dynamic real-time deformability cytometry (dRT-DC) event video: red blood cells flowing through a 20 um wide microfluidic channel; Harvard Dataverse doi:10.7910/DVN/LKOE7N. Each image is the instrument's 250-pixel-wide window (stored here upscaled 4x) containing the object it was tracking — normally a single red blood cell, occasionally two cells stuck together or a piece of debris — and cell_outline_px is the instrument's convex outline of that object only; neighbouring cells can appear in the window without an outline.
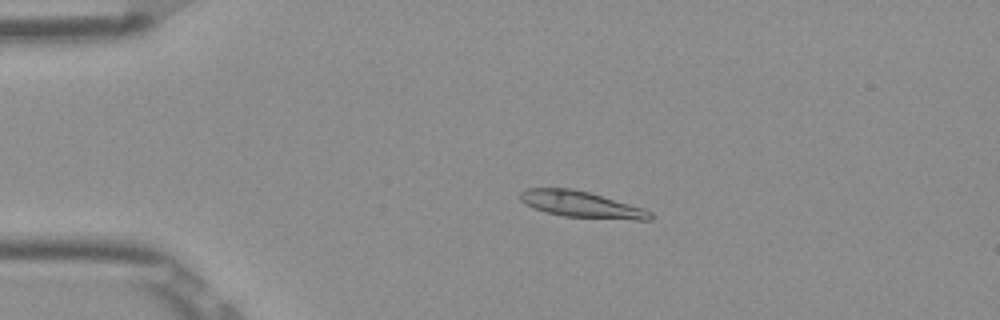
{"species": "Egyptian fruit bat (a non-hibernating species)", "species_latin": "Rousettus aegyptiacus", "temperature_condition": "room temperature", "stored_images_in_passage": 53, "camera_frame_rate_fps": 3000, "um_per_image_px": 0.085, "frame": {"image": 1, "passage_image": 12, "time_ms": 3.667, "image_size_px": [1000, 320], "cell_outline_px": [[652, 220], [636, 220], [564, 216], [544, 212], [532, 208], [524, 204], [520, 200], [520, 192], [528, 188], [572, 188], [588, 192], [644, 208], [652, 212]], "centroid_in_image_um": [49.39, 17.38], "position_along_channel_um": 35.6, "area_um2": 19.94}}
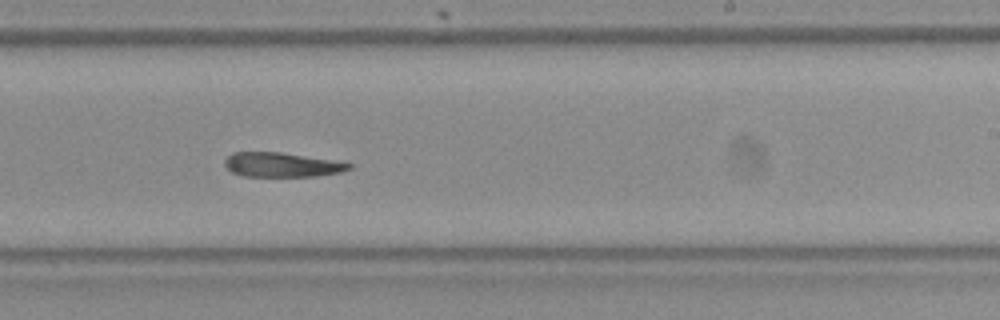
{"frame": {"image": 2, "passage_image": 33, "time_ms": 10.667, "image_size_px": [1000, 320], "cell_outline_px": [[352, 168], [340, 172], [316, 176], [244, 176], [232, 172], [224, 164], [224, 160], [232, 152], [280, 152], [336, 160], [352, 164]], "centroid_in_image_um": [23.96, 14.0], "position_along_channel_um": 265.0, "area_um2": 17.69}}
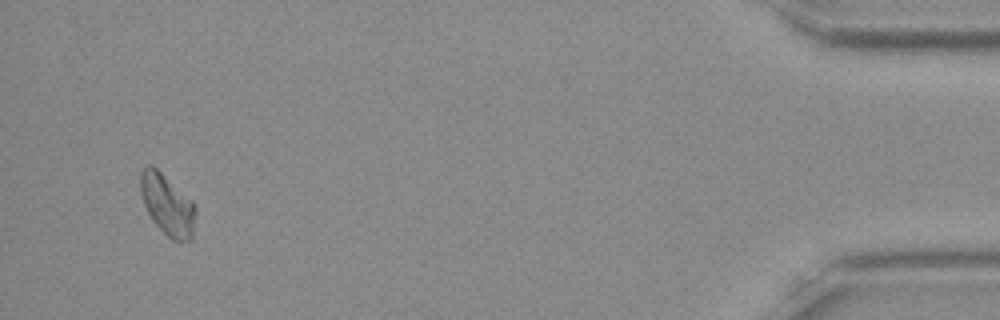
{"frame": {"image": 3, "passage_image": 51, "time_ms": 16.667, "image_size_px": [1000, 320], "cell_outline_px": [[196, 212], [192, 240], [172, 240], [156, 224], [148, 212], [144, 204], [140, 192], [140, 172], [148, 164], [152, 164], [192, 200], [196, 208]], "centroid_in_image_um": [14.23, 17.38], "position_along_channel_um": 421.0, "area_um2": 19.42}}